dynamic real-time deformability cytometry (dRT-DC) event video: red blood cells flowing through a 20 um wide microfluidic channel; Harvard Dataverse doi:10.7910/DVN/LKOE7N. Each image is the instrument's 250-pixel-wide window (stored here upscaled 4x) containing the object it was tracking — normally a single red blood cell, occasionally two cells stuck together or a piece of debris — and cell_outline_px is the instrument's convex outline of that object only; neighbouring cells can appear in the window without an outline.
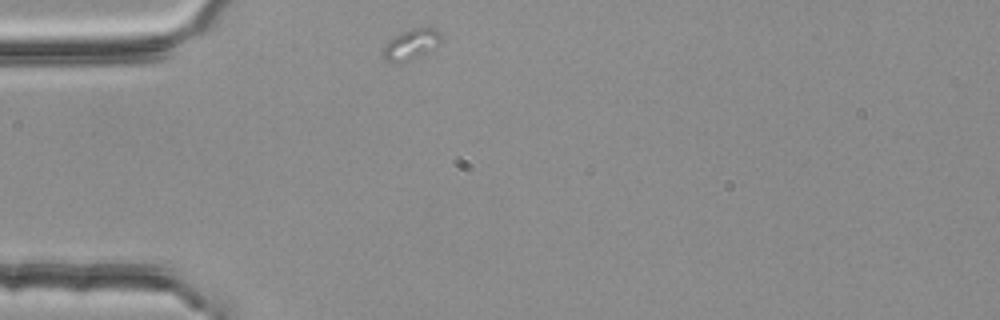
{"species": "common noctule bat (a hibernating species)", "species_latin": "Nyctalus noctula", "temperature_condition": "room temperature", "stored_images_in_passage": 6, "camera_frame_rate_fps": 3000, "um_per_image_px": 0.085, "animal": {"sex": "female", "body_mass_g": 25.1}, "frame": {"image": 1, "passage_image": 1, "time_ms": 0.0, "image_size_px": [1000, 320], "cell_outline_px": [[440, 40], [436, 44], [420, 56], [400, 64], [384, 60], [384, 44], [388, 40], [412, 28], [436, 28], [440, 32]], "centroid_in_image_um": [34.9, 3.79], "position_along_channel_um": 50.1, "area_um2": 10.0}}